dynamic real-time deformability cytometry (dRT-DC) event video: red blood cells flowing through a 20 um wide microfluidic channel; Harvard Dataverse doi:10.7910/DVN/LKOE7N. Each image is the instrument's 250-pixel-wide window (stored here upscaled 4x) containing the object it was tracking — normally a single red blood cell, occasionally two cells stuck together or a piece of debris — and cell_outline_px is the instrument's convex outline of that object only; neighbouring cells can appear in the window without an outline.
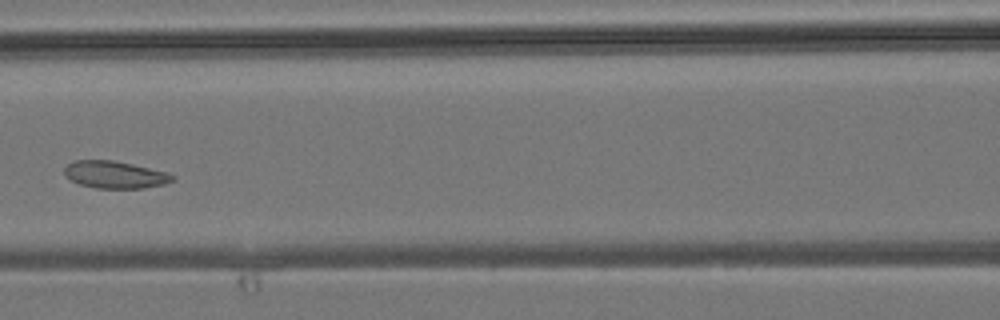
{"species": "common noctule bat (a hibernating species)", "species_latin": "Nyctalus noctula", "temperature_condition": "room temperature", "stored_images_in_passage": 6, "camera_frame_rate_fps": 3000, "um_per_image_px": 0.085, "animal": {"sex": "male", "body_mass_g": 19.2, "forearm_length_mm": 51.8}, "frame": {"image": 1, "passage_image": 6, "time_ms": 5.667, "image_size_px": [1000, 320], "cell_outline_px": [[176, 180], [164, 184], [144, 188], [96, 188], [80, 184], [64, 176], [64, 168], [72, 160], [112, 160], [132, 164], [168, 172], [176, 176]], "centroid_in_image_um": [9.79, 14.84], "position_along_channel_um": 156.8, "area_um2": 17.28}}